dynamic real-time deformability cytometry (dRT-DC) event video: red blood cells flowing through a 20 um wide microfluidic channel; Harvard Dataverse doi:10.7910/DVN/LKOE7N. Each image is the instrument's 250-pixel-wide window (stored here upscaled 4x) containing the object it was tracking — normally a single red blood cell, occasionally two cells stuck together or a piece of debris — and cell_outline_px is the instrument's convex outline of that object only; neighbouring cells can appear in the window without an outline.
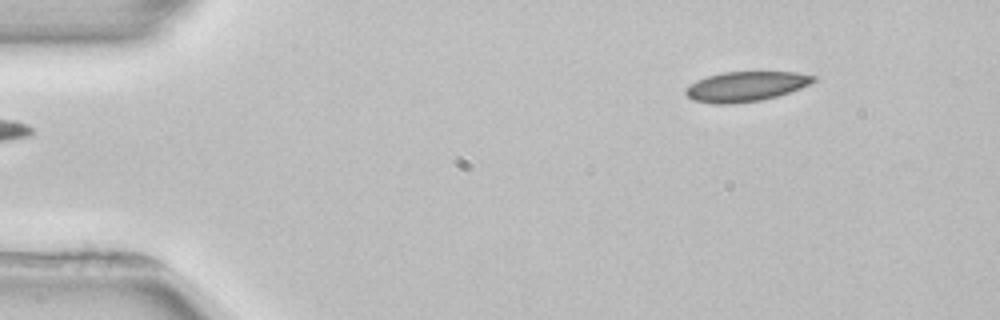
{"species": "common noctule bat (a hibernating species)", "species_latin": "Nyctalus noctula", "temperature_condition": "room temperature", "stored_images_in_passage": 4, "segment_of_instrument_passage": [2, 2], "camera_frame_rate_fps": 3000, "um_per_image_px": 0.085, "animal": {"sex": "female", "body_mass_g": 22.7, "forearm_length_mm": 54.2}, "frame": {"image": 1, "passage_image": 4, "time_ms": 5.0, "image_size_px": [1000, 320], "cell_outline_px": [[816, 80], [800, 88], [776, 96], [760, 100], [732, 104], [712, 104], [692, 100], [684, 92], [684, 88], [688, 84], [696, 80], [708, 76], [724, 72], [796, 72], [816, 76]], "centroid_in_image_um": [63.33, 7.35], "position_along_channel_um": 21.7, "area_um2": 22.25}}